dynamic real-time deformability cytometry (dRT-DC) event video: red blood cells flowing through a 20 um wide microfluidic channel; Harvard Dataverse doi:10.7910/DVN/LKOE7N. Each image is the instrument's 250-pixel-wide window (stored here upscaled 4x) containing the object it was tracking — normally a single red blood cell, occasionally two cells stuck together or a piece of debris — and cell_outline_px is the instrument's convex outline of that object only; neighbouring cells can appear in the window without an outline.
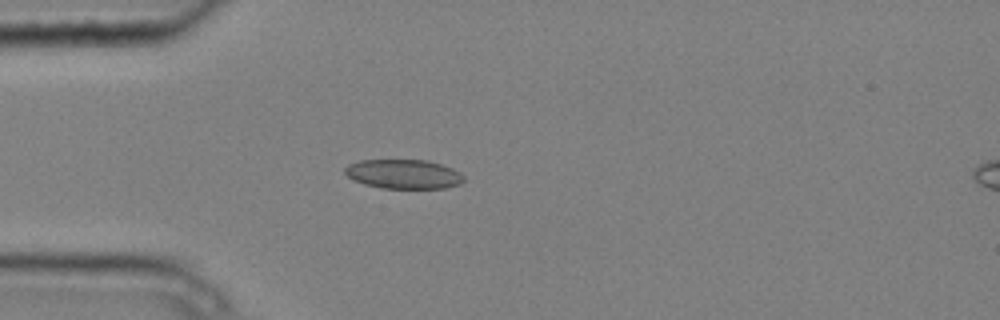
{"species": "common noctule bat (a hibernating species)", "species_latin": "Nyctalus noctula", "temperature_condition": "cold", "stored_images_in_passage": 4, "camera_frame_rate_fps": 3000, "um_per_image_px": 0.085, "animal": {"sex": "male", "body_mass_g": 20.4}, "frame": {"image": 1, "passage_image": 3, "time_ms": 0.667, "image_size_px": [1000, 320], "cell_outline_px": [[464, 180], [460, 184], [444, 188], [380, 188], [364, 184], [348, 176], [344, 172], [344, 168], [348, 164], [360, 160], [428, 160], [452, 168], [460, 172], [464, 176]], "centroid_in_image_um": [34.31, 14.79], "position_along_channel_um": 50.7, "area_um2": 20.29}}